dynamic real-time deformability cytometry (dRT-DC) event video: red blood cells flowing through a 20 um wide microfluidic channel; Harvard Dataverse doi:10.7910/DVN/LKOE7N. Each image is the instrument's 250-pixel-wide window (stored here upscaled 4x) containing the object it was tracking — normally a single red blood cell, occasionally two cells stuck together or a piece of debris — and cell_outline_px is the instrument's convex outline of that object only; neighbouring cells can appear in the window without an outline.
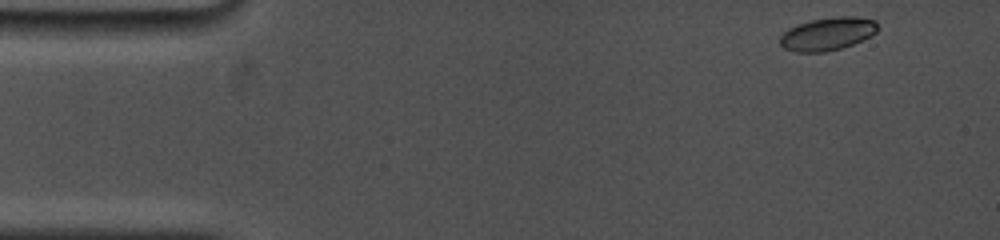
{"species": "common noctule bat (a hibernating species)", "species_latin": "Nyctalus noctula", "temperature_condition": "cold", "stored_images_in_passage": 34, "camera_frame_rate_fps": 5000, "um_per_image_px": 0.085, "animal": {"sex": "female", "body_mass_g": 19.0, "forearm_length_mm": 53.3}, "frame": {"image": 1, "passage_image": 1, "time_ms": 0.0, "image_size_px": [1000, 240], "cell_outline_px": [[876, 32], [852, 44], [840, 48], [824, 52], [796, 52], [784, 48], [780, 44], [780, 36], [788, 28], [812, 20], [840, 16], [856, 16], [876, 20]], "centroid_in_image_um": [70.31, 2.88], "position_along_channel_um": 14.7, "area_um2": 18.44}}
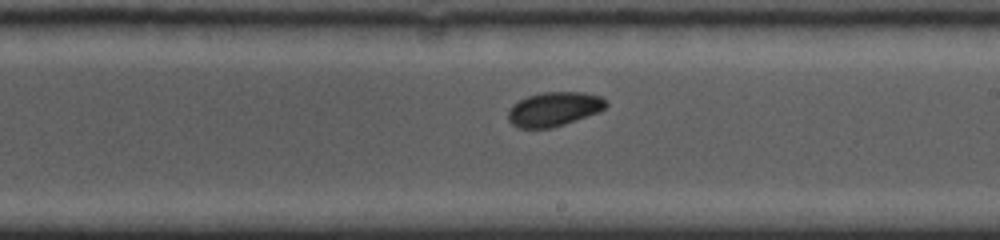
{"frame": {"image": 2, "passage_image": 19, "time_ms": 8.8, "image_size_px": [1000, 240], "cell_outline_px": [[608, 104], [600, 112], [552, 128], [520, 128], [512, 124], [508, 120], [508, 108], [512, 104], [528, 96], [544, 92], [584, 92], [600, 96], [608, 100]], "centroid_in_image_um": [47.1, 9.27], "position_along_channel_um": 241.9, "area_um2": 19.65}}
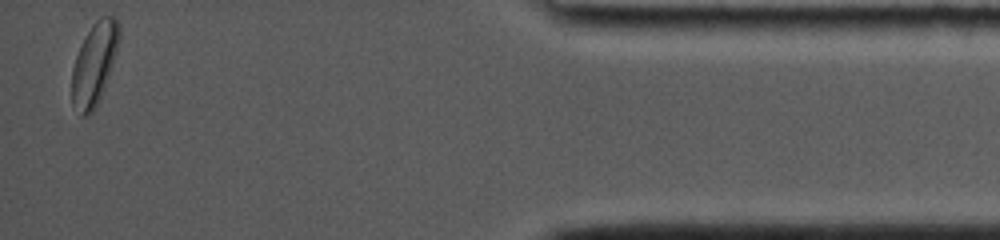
{"frame": {"image": 3, "passage_image": 34, "time_ms": 15.2, "image_size_px": [1000, 240], "cell_outline_px": [[120, 36], [108, 76], [96, 108], [88, 116], [80, 116], [72, 104], [72, 68], [76, 56], [92, 24], [100, 16], [116, 16], [120, 24]], "centroid_in_image_um": [8.01, 5.43], "position_along_channel_um": 427.2, "area_um2": 22.37}, "authors_computed_cell_mechanics": {"area_um2": 19.3341, "velocity_mm_per_s": 3.7064, "shape_relaxation_time_tau1_ms": 1.8102, "shape_relaxation_time_tau2_ms": null, "deformation_change_tau1": 0.0713, "deformation_change_tau2": null}}